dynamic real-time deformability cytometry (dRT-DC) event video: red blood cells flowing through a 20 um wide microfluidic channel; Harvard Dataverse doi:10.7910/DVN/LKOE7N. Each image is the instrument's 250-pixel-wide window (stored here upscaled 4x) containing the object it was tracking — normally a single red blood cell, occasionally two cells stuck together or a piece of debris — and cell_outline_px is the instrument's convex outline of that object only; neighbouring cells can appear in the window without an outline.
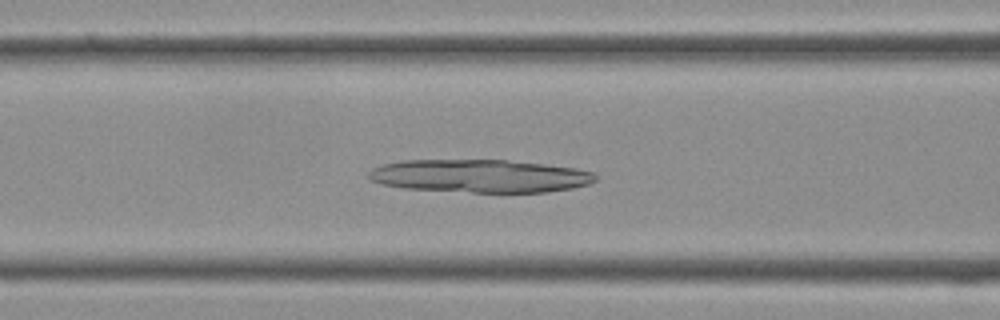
{"species": "Egyptian fruit bat (a non-hibernating species)", "species_latin": "Rousettus aegyptiacus", "temperature_condition": "cold", "stored_images_in_passage": 28, "camera_frame_rate_fps": 3000, "um_per_image_px": 0.085, "frame": {"image": 1, "passage_image": 15, "time_ms": 4.667, "image_size_px": [1000, 320], "cell_outline_px": [[596, 180], [588, 184], [572, 188], [544, 192], [472, 192], [404, 188], [380, 184], [368, 180], [368, 172], [372, 168], [384, 164], [404, 160], [508, 160], [544, 164], [576, 168], [596, 172]], "centroid_in_image_um": [40.78, 14.95], "position_along_channel_um": 125.8, "area_um2": 43.7}}
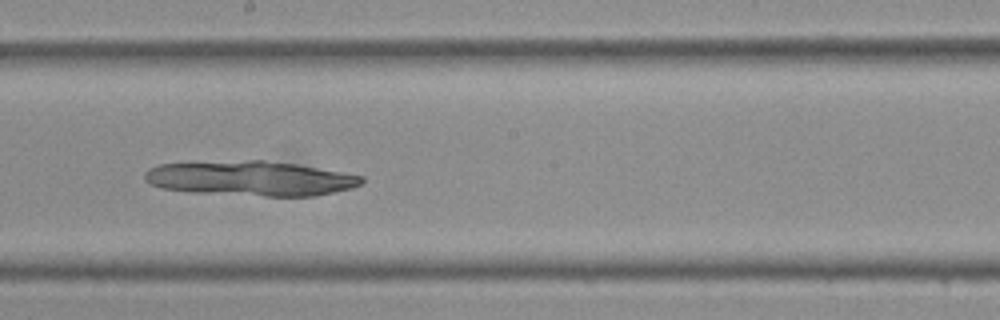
{"frame": {"image": 2, "passage_image": 21, "time_ms": 6.667, "image_size_px": [1000, 320], "cell_outline_px": [[364, 180], [360, 184], [352, 188], [316, 196], [264, 196], [188, 192], [160, 188], [148, 184], [144, 180], [144, 172], [148, 168], [160, 164], [248, 160], [264, 160], [296, 164], [364, 176]], "centroid_in_image_um": [21.26, 15.17], "position_along_channel_um": 226.9, "area_um2": 44.16}}
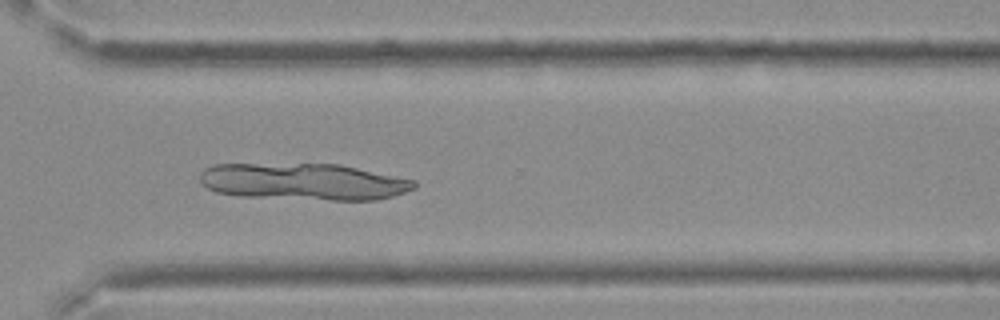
{"frame": {"image": 3, "passage_image": 28, "time_ms": 9.0, "image_size_px": [1000, 320], "cell_outline_px": [[416, 188], [392, 196], [376, 200], [332, 200], [240, 196], [216, 192], [208, 188], [200, 180], [200, 172], [204, 168], [212, 164], [340, 164], [416, 180]], "centroid_in_image_um": [25.81, 15.44], "position_along_channel_um": 344.8, "area_um2": 46.01}}